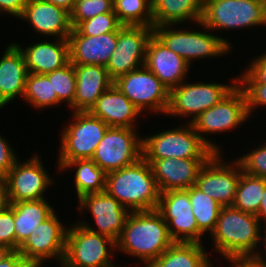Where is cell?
Here are the masks:
<instances>
[{"instance_id":"6da1fadb","label":"cell","mask_w":266,"mask_h":267,"mask_svg":"<svg viewBox=\"0 0 266 267\" xmlns=\"http://www.w3.org/2000/svg\"><path fill=\"white\" fill-rule=\"evenodd\" d=\"M173 243L167 223L157 210L132 211L116 242V249L141 259L147 265Z\"/></svg>"},{"instance_id":"7a4b0ae2","label":"cell","mask_w":266,"mask_h":267,"mask_svg":"<svg viewBox=\"0 0 266 267\" xmlns=\"http://www.w3.org/2000/svg\"><path fill=\"white\" fill-rule=\"evenodd\" d=\"M261 229L256 215L232 206H222L210 238L215 250L225 259L248 258L258 252L256 249L260 244Z\"/></svg>"},{"instance_id":"3957f363","label":"cell","mask_w":266,"mask_h":267,"mask_svg":"<svg viewBox=\"0 0 266 267\" xmlns=\"http://www.w3.org/2000/svg\"><path fill=\"white\" fill-rule=\"evenodd\" d=\"M105 191L130 212L156 210L161 193L151 166L143 157L107 173Z\"/></svg>"},{"instance_id":"277c9868","label":"cell","mask_w":266,"mask_h":267,"mask_svg":"<svg viewBox=\"0 0 266 267\" xmlns=\"http://www.w3.org/2000/svg\"><path fill=\"white\" fill-rule=\"evenodd\" d=\"M142 138L144 159H209L215 152L201 139L191 123Z\"/></svg>"},{"instance_id":"5b68a950","label":"cell","mask_w":266,"mask_h":267,"mask_svg":"<svg viewBox=\"0 0 266 267\" xmlns=\"http://www.w3.org/2000/svg\"><path fill=\"white\" fill-rule=\"evenodd\" d=\"M198 24L204 28L205 32L177 30L174 29L176 25H162L154 26L153 34L168 49L181 56L190 65L196 59L224 56L230 52L232 44L228 40L209 34L210 29L204 26L201 21Z\"/></svg>"},{"instance_id":"8992f818","label":"cell","mask_w":266,"mask_h":267,"mask_svg":"<svg viewBox=\"0 0 266 267\" xmlns=\"http://www.w3.org/2000/svg\"><path fill=\"white\" fill-rule=\"evenodd\" d=\"M201 22L212 31L266 26V0H204Z\"/></svg>"},{"instance_id":"52a82bcc","label":"cell","mask_w":266,"mask_h":267,"mask_svg":"<svg viewBox=\"0 0 266 267\" xmlns=\"http://www.w3.org/2000/svg\"><path fill=\"white\" fill-rule=\"evenodd\" d=\"M115 247L111 238L76 223L68 228L61 267H115L110 258Z\"/></svg>"},{"instance_id":"ba28073f","label":"cell","mask_w":266,"mask_h":267,"mask_svg":"<svg viewBox=\"0 0 266 267\" xmlns=\"http://www.w3.org/2000/svg\"><path fill=\"white\" fill-rule=\"evenodd\" d=\"M71 119L60 135L58 161L91 159L109 126L89 111H74Z\"/></svg>"},{"instance_id":"9c48e42d","label":"cell","mask_w":266,"mask_h":267,"mask_svg":"<svg viewBox=\"0 0 266 267\" xmlns=\"http://www.w3.org/2000/svg\"><path fill=\"white\" fill-rule=\"evenodd\" d=\"M249 117L244 91L236 84L218 104L202 112L191 124L201 139L215 153H221L220 146H216V143L206 139L204 136L207 135L204 134L231 131L243 124L244 121L246 122Z\"/></svg>"},{"instance_id":"30bf717a","label":"cell","mask_w":266,"mask_h":267,"mask_svg":"<svg viewBox=\"0 0 266 267\" xmlns=\"http://www.w3.org/2000/svg\"><path fill=\"white\" fill-rule=\"evenodd\" d=\"M234 85L221 83H181L169 91V105L166 115L191 117V123L202 112L218 104L237 84V78H231Z\"/></svg>"},{"instance_id":"8fae6325","label":"cell","mask_w":266,"mask_h":267,"mask_svg":"<svg viewBox=\"0 0 266 267\" xmlns=\"http://www.w3.org/2000/svg\"><path fill=\"white\" fill-rule=\"evenodd\" d=\"M136 130L108 127L91 159L106 173L134 164L142 158V138Z\"/></svg>"},{"instance_id":"7c38bea8","label":"cell","mask_w":266,"mask_h":267,"mask_svg":"<svg viewBox=\"0 0 266 267\" xmlns=\"http://www.w3.org/2000/svg\"><path fill=\"white\" fill-rule=\"evenodd\" d=\"M114 84L140 110L166 114L169 90L145 66L119 76Z\"/></svg>"},{"instance_id":"4fadbf2b","label":"cell","mask_w":266,"mask_h":267,"mask_svg":"<svg viewBox=\"0 0 266 267\" xmlns=\"http://www.w3.org/2000/svg\"><path fill=\"white\" fill-rule=\"evenodd\" d=\"M156 210L167 223L168 233L173 242L202 243L201 237L204 234L198 229L186 189L160 193Z\"/></svg>"},{"instance_id":"5bb4252c","label":"cell","mask_w":266,"mask_h":267,"mask_svg":"<svg viewBox=\"0 0 266 267\" xmlns=\"http://www.w3.org/2000/svg\"><path fill=\"white\" fill-rule=\"evenodd\" d=\"M214 153L199 169L196 186L222 206H231L237 191L241 166L237 160L225 162Z\"/></svg>"},{"instance_id":"9a60e30c","label":"cell","mask_w":266,"mask_h":267,"mask_svg":"<svg viewBox=\"0 0 266 267\" xmlns=\"http://www.w3.org/2000/svg\"><path fill=\"white\" fill-rule=\"evenodd\" d=\"M153 27L123 25L117 32V45L106 66L115 81L119 76L142 67Z\"/></svg>"},{"instance_id":"2e32d148","label":"cell","mask_w":266,"mask_h":267,"mask_svg":"<svg viewBox=\"0 0 266 267\" xmlns=\"http://www.w3.org/2000/svg\"><path fill=\"white\" fill-rule=\"evenodd\" d=\"M5 180L10 203L45 199L44 192L54 182L36 154L25 162L17 159Z\"/></svg>"},{"instance_id":"e0dca14e","label":"cell","mask_w":266,"mask_h":267,"mask_svg":"<svg viewBox=\"0 0 266 267\" xmlns=\"http://www.w3.org/2000/svg\"><path fill=\"white\" fill-rule=\"evenodd\" d=\"M67 231L68 227L63 226L54 212L36 227L35 232L31 233L17 251L26 261L45 262L47 259L57 258L62 264Z\"/></svg>"},{"instance_id":"ac0fdd59","label":"cell","mask_w":266,"mask_h":267,"mask_svg":"<svg viewBox=\"0 0 266 267\" xmlns=\"http://www.w3.org/2000/svg\"><path fill=\"white\" fill-rule=\"evenodd\" d=\"M81 208V209H80ZM79 209H88L98 229H93L85 222H77L88 230L105 235L115 242L123 231L130 211L106 191L87 194L79 199Z\"/></svg>"},{"instance_id":"d6986e66","label":"cell","mask_w":266,"mask_h":267,"mask_svg":"<svg viewBox=\"0 0 266 267\" xmlns=\"http://www.w3.org/2000/svg\"><path fill=\"white\" fill-rule=\"evenodd\" d=\"M144 65L170 91L187 77L190 64L168 49L154 34L150 38Z\"/></svg>"},{"instance_id":"ffe728a7","label":"cell","mask_w":266,"mask_h":267,"mask_svg":"<svg viewBox=\"0 0 266 267\" xmlns=\"http://www.w3.org/2000/svg\"><path fill=\"white\" fill-rule=\"evenodd\" d=\"M161 193L188 189L196 184L199 169L208 159H145Z\"/></svg>"},{"instance_id":"44dd1931","label":"cell","mask_w":266,"mask_h":267,"mask_svg":"<svg viewBox=\"0 0 266 267\" xmlns=\"http://www.w3.org/2000/svg\"><path fill=\"white\" fill-rule=\"evenodd\" d=\"M21 19L43 36L68 39L72 30L70 13L46 0H27Z\"/></svg>"},{"instance_id":"7402d4cb","label":"cell","mask_w":266,"mask_h":267,"mask_svg":"<svg viewBox=\"0 0 266 267\" xmlns=\"http://www.w3.org/2000/svg\"><path fill=\"white\" fill-rule=\"evenodd\" d=\"M70 62L73 65L106 67L117 45V32L83 36L72 28L68 36Z\"/></svg>"},{"instance_id":"603a6c76","label":"cell","mask_w":266,"mask_h":267,"mask_svg":"<svg viewBox=\"0 0 266 267\" xmlns=\"http://www.w3.org/2000/svg\"><path fill=\"white\" fill-rule=\"evenodd\" d=\"M89 112L109 127L136 128L140 110L113 84L97 99Z\"/></svg>"},{"instance_id":"cb8c5ba5","label":"cell","mask_w":266,"mask_h":267,"mask_svg":"<svg viewBox=\"0 0 266 267\" xmlns=\"http://www.w3.org/2000/svg\"><path fill=\"white\" fill-rule=\"evenodd\" d=\"M27 75L23 53L11 43L0 59V109L17 96L23 97Z\"/></svg>"},{"instance_id":"d4e9b609","label":"cell","mask_w":266,"mask_h":267,"mask_svg":"<svg viewBox=\"0 0 266 267\" xmlns=\"http://www.w3.org/2000/svg\"><path fill=\"white\" fill-rule=\"evenodd\" d=\"M55 41H41L23 48L15 43L23 53L28 73L48 74L70 62L68 39Z\"/></svg>"},{"instance_id":"484cf974","label":"cell","mask_w":266,"mask_h":267,"mask_svg":"<svg viewBox=\"0 0 266 267\" xmlns=\"http://www.w3.org/2000/svg\"><path fill=\"white\" fill-rule=\"evenodd\" d=\"M76 95L74 111H89L97 99L114 84L104 66L74 65Z\"/></svg>"},{"instance_id":"4316f807","label":"cell","mask_w":266,"mask_h":267,"mask_svg":"<svg viewBox=\"0 0 266 267\" xmlns=\"http://www.w3.org/2000/svg\"><path fill=\"white\" fill-rule=\"evenodd\" d=\"M14 210L15 251L55 211L46 199L10 203Z\"/></svg>"},{"instance_id":"83f0119b","label":"cell","mask_w":266,"mask_h":267,"mask_svg":"<svg viewBox=\"0 0 266 267\" xmlns=\"http://www.w3.org/2000/svg\"><path fill=\"white\" fill-rule=\"evenodd\" d=\"M204 0H151L154 26L201 21Z\"/></svg>"},{"instance_id":"f1b7e54d","label":"cell","mask_w":266,"mask_h":267,"mask_svg":"<svg viewBox=\"0 0 266 267\" xmlns=\"http://www.w3.org/2000/svg\"><path fill=\"white\" fill-rule=\"evenodd\" d=\"M203 243L174 242L144 267H212Z\"/></svg>"},{"instance_id":"f546056e","label":"cell","mask_w":266,"mask_h":267,"mask_svg":"<svg viewBox=\"0 0 266 267\" xmlns=\"http://www.w3.org/2000/svg\"><path fill=\"white\" fill-rule=\"evenodd\" d=\"M76 168L75 188L78 199L81 197L105 191L107 173L100 169L92 159H76L69 162H58V169Z\"/></svg>"},{"instance_id":"4dcf8cb0","label":"cell","mask_w":266,"mask_h":267,"mask_svg":"<svg viewBox=\"0 0 266 267\" xmlns=\"http://www.w3.org/2000/svg\"><path fill=\"white\" fill-rule=\"evenodd\" d=\"M265 187L266 178L249 175L242 171L231 206L242 212L257 215Z\"/></svg>"},{"instance_id":"1f68e13d","label":"cell","mask_w":266,"mask_h":267,"mask_svg":"<svg viewBox=\"0 0 266 267\" xmlns=\"http://www.w3.org/2000/svg\"><path fill=\"white\" fill-rule=\"evenodd\" d=\"M189 193L193 215L195 216L198 229L204 234H211L218 220L222 205L208 195L204 194L196 185L186 189Z\"/></svg>"},{"instance_id":"d6a6232c","label":"cell","mask_w":266,"mask_h":267,"mask_svg":"<svg viewBox=\"0 0 266 267\" xmlns=\"http://www.w3.org/2000/svg\"><path fill=\"white\" fill-rule=\"evenodd\" d=\"M113 12L122 25L154 27L151 0H113Z\"/></svg>"},{"instance_id":"836d02e7","label":"cell","mask_w":266,"mask_h":267,"mask_svg":"<svg viewBox=\"0 0 266 267\" xmlns=\"http://www.w3.org/2000/svg\"><path fill=\"white\" fill-rule=\"evenodd\" d=\"M23 98L39 110L61 103L57 94H53L52 81L46 74L28 73Z\"/></svg>"},{"instance_id":"e575fe53","label":"cell","mask_w":266,"mask_h":267,"mask_svg":"<svg viewBox=\"0 0 266 267\" xmlns=\"http://www.w3.org/2000/svg\"><path fill=\"white\" fill-rule=\"evenodd\" d=\"M52 81L53 94H57L58 100L67 102L74 112V99L76 95V74L74 65L69 62L60 69H56L46 74Z\"/></svg>"},{"instance_id":"d590c367","label":"cell","mask_w":266,"mask_h":267,"mask_svg":"<svg viewBox=\"0 0 266 267\" xmlns=\"http://www.w3.org/2000/svg\"><path fill=\"white\" fill-rule=\"evenodd\" d=\"M113 12V0H76L70 12V24L76 28L96 15Z\"/></svg>"},{"instance_id":"8d00e7d4","label":"cell","mask_w":266,"mask_h":267,"mask_svg":"<svg viewBox=\"0 0 266 267\" xmlns=\"http://www.w3.org/2000/svg\"><path fill=\"white\" fill-rule=\"evenodd\" d=\"M122 26L116 14L108 12L81 22L75 29L83 36H98L109 32H118Z\"/></svg>"},{"instance_id":"74e56055","label":"cell","mask_w":266,"mask_h":267,"mask_svg":"<svg viewBox=\"0 0 266 267\" xmlns=\"http://www.w3.org/2000/svg\"><path fill=\"white\" fill-rule=\"evenodd\" d=\"M243 172L266 178V143L236 159Z\"/></svg>"},{"instance_id":"f35d334b","label":"cell","mask_w":266,"mask_h":267,"mask_svg":"<svg viewBox=\"0 0 266 267\" xmlns=\"http://www.w3.org/2000/svg\"><path fill=\"white\" fill-rule=\"evenodd\" d=\"M250 63L249 68L237 77V84H266V52Z\"/></svg>"},{"instance_id":"ab89813d","label":"cell","mask_w":266,"mask_h":267,"mask_svg":"<svg viewBox=\"0 0 266 267\" xmlns=\"http://www.w3.org/2000/svg\"><path fill=\"white\" fill-rule=\"evenodd\" d=\"M0 245L15 251L14 210L11 205L0 211Z\"/></svg>"},{"instance_id":"60d3db41","label":"cell","mask_w":266,"mask_h":267,"mask_svg":"<svg viewBox=\"0 0 266 267\" xmlns=\"http://www.w3.org/2000/svg\"><path fill=\"white\" fill-rule=\"evenodd\" d=\"M244 91L249 116L257 106L266 105V84H238Z\"/></svg>"},{"instance_id":"b9f144b4","label":"cell","mask_w":266,"mask_h":267,"mask_svg":"<svg viewBox=\"0 0 266 267\" xmlns=\"http://www.w3.org/2000/svg\"><path fill=\"white\" fill-rule=\"evenodd\" d=\"M12 147L0 135V176H5L17 160Z\"/></svg>"},{"instance_id":"7bdbcfd3","label":"cell","mask_w":266,"mask_h":267,"mask_svg":"<svg viewBox=\"0 0 266 267\" xmlns=\"http://www.w3.org/2000/svg\"><path fill=\"white\" fill-rule=\"evenodd\" d=\"M27 0H0V13L3 11L14 17L20 18Z\"/></svg>"},{"instance_id":"ee69618b","label":"cell","mask_w":266,"mask_h":267,"mask_svg":"<svg viewBox=\"0 0 266 267\" xmlns=\"http://www.w3.org/2000/svg\"><path fill=\"white\" fill-rule=\"evenodd\" d=\"M26 260L18 252L14 251L8 258L0 263V267H21Z\"/></svg>"},{"instance_id":"f6af8a7d","label":"cell","mask_w":266,"mask_h":267,"mask_svg":"<svg viewBox=\"0 0 266 267\" xmlns=\"http://www.w3.org/2000/svg\"><path fill=\"white\" fill-rule=\"evenodd\" d=\"M229 262L233 263L232 267H265L255 261L252 257L248 258H232L228 259Z\"/></svg>"},{"instance_id":"bcb514c9","label":"cell","mask_w":266,"mask_h":267,"mask_svg":"<svg viewBox=\"0 0 266 267\" xmlns=\"http://www.w3.org/2000/svg\"><path fill=\"white\" fill-rule=\"evenodd\" d=\"M10 205L8 199L7 183L5 176H0V211L6 209Z\"/></svg>"},{"instance_id":"7dc6e473","label":"cell","mask_w":266,"mask_h":267,"mask_svg":"<svg viewBox=\"0 0 266 267\" xmlns=\"http://www.w3.org/2000/svg\"><path fill=\"white\" fill-rule=\"evenodd\" d=\"M256 216L259 219L261 225H262L261 221L264 222L263 224L266 228V187L263 191L260 207Z\"/></svg>"},{"instance_id":"c3c4849f","label":"cell","mask_w":266,"mask_h":267,"mask_svg":"<svg viewBox=\"0 0 266 267\" xmlns=\"http://www.w3.org/2000/svg\"><path fill=\"white\" fill-rule=\"evenodd\" d=\"M51 4L64 8L69 13L72 11L76 0H46Z\"/></svg>"},{"instance_id":"681fc988","label":"cell","mask_w":266,"mask_h":267,"mask_svg":"<svg viewBox=\"0 0 266 267\" xmlns=\"http://www.w3.org/2000/svg\"><path fill=\"white\" fill-rule=\"evenodd\" d=\"M263 233L265 232V234L262 236L260 235V242H263L264 240V244L262 243V245H264L266 247V228L264 227V231H262ZM265 252H266V248ZM259 252H257L252 258L257 261L258 263H260L261 265L266 267V260L263 258L264 256H261L262 254H258ZM266 254V253H265ZM266 256V255H265ZM264 259V260H263Z\"/></svg>"},{"instance_id":"f907efd6","label":"cell","mask_w":266,"mask_h":267,"mask_svg":"<svg viewBox=\"0 0 266 267\" xmlns=\"http://www.w3.org/2000/svg\"><path fill=\"white\" fill-rule=\"evenodd\" d=\"M13 252H14L13 249L4 245H0V263L4 261L6 258H8Z\"/></svg>"},{"instance_id":"816d5d0a","label":"cell","mask_w":266,"mask_h":267,"mask_svg":"<svg viewBox=\"0 0 266 267\" xmlns=\"http://www.w3.org/2000/svg\"><path fill=\"white\" fill-rule=\"evenodd\" d=\"M43 262L26 261L21 267H41Z\"/></svg>"}]
</instances>
